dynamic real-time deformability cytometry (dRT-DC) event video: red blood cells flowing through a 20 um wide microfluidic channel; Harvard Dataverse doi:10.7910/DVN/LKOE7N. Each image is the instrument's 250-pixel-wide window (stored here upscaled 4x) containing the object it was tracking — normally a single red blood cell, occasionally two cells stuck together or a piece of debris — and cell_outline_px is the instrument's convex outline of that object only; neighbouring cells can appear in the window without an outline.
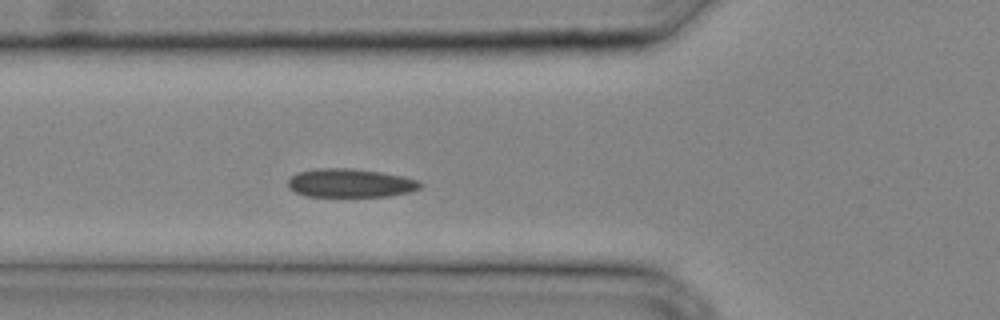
{"species": "common noctule bat (a hibernating species)", "species_latin": "Nyctalus noctula", "temperature_condition": "cold", "stored_images_in_passage": 23, "camera_frame_rate_fps": 3000, "um_per_image_px": 0.085, "animal": {"sex": "male", "body_mass_g": 20.4}, "frame": {"image": 1, "passage_image": 4, "time_ms": 1.0, "image_size_px": [1000, 320], "cell_outline_px": [[424, 184], [420, 188], [408, 192], [388, 196], [304, 196], [288, 188], [288, 180], [296, 172], [316, 168], [348, 168], [380, 172], [420, 180]], "centroid_in_image_um": [29.76, 15.55], "position_along_channel_um": 96.0, "area_um2": 22.02}}